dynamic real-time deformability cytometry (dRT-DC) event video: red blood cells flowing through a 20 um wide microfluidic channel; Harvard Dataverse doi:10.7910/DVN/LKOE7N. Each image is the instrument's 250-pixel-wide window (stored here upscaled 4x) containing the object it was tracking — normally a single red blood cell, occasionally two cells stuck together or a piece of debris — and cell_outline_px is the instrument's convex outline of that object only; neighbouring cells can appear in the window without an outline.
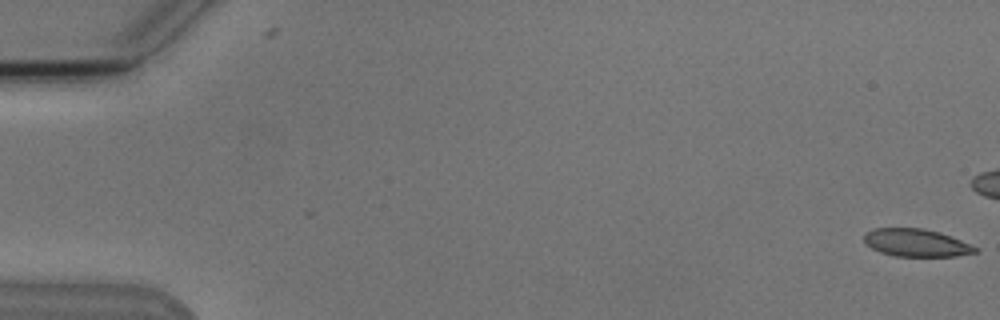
{"species": "Egyptian fruit bat (a non-hibernating species)", "species_latin": "Rousettus aegyptiacus", "temperature_condition": "cold", "stored_images_in_passage": 6, "camera_frame_rate_fps": 3000, "um_per_image_px": 0.085, "animal": {"sex": "male"}, "frame": {"image": 1, "passage_image": 1, "time_ms": 0.0, "image_size_px": [1000, 320], "cell_outline_px": [[980, 248], [976, 252], [956, 256], [896, 256], [880, 252], [872, 248], [864, 240], [864, 236], [868, 232], [876, 228], [924, 228], [940, 232]], "centroid_in_image_um": [77.91, 20.63], "position_along_channel_um": 7.1, "area_um2": 17.74}}